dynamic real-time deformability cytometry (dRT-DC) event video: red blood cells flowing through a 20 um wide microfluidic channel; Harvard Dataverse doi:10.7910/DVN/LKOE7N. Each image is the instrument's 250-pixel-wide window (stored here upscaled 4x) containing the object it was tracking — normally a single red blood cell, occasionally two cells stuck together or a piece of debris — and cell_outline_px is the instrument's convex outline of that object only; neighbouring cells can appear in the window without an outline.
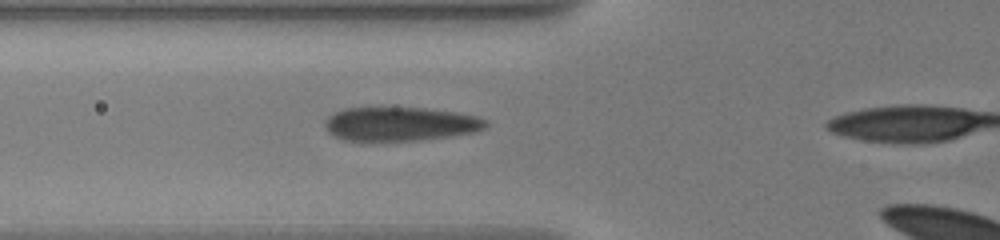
{"species": "human", "species_latin": "Homo sapiens", "temperature_condition": "warm", "stored_images_in_passage": 9, "camera_frame_rate_fps": 3000, "um_per_image_px": 0.085, "donor": {"sex": "male"}, "frame": {"image": 1, "passage_image": 8, "time_ms": 5.0, "image_size_px": [1000, 240], "cell_outline_px": [[488, 124], [484, 128], [476, 132], [448, 136], [416, 140], [344, 140], [328, 132], [324, 124], [324, 120], [328, 116], [344, 108], [424, 108], [456, 112], [476, 116], [488, 120]], "centroid_in_image_um": [34.03, 10.53], "position_along_channel_um": 91.8, "area_um2": 31.5}}